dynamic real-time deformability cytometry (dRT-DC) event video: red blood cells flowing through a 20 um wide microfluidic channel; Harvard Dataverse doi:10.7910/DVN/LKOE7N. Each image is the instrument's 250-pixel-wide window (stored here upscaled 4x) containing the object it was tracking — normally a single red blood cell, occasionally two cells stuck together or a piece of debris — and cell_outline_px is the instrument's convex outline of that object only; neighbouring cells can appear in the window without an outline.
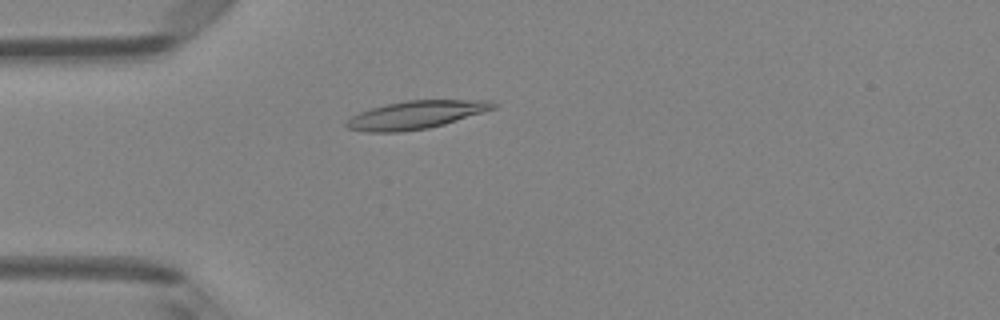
{"species": "Egyptian fruit bat (a non-hibernating species)", "species_latin": "Rousettus aegyptiacus", "temperature_condition": "room temperature", "stored_images_in_passage": 5, "camera_frame_rate_fps": 3000, "um_per_image_px": 0.085, "animal": {"sex": "female"}, "frame": {"image": 1, "passage_image": 3, "time_ms": 2.333, "image_size_px": [1000, 320], "cell_outline_px": [[496, 108], [484, 112], [444, 124], [428, 128], [400, 132], [364, 132], [348, 128], [344, 124], [352, 116], [360, 112], [372, 108], [388, 104], [408, 100], [492, 100], [496, 104]], "centroid_in_image_um": [35.37, 9.76], "position_along_channel_um": 49.6, "area_um2": 23.81}}
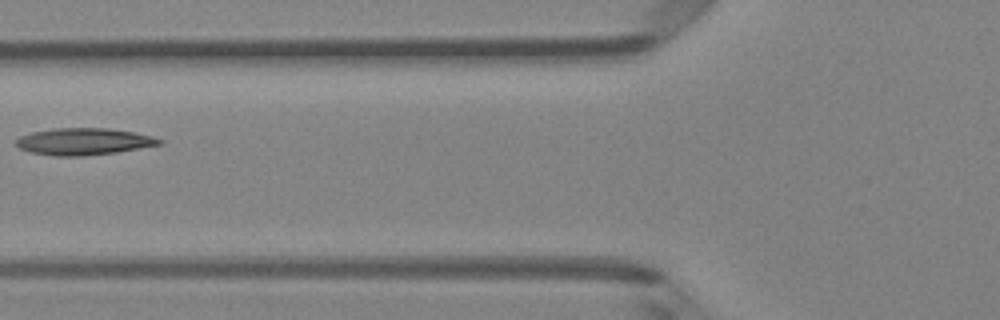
{"frame": {"image": 2, "passage_image": 5, "time_ms": 4.333, "image_size_px": [1000, 320], "cell_outline_px": [[164, 144], [116, 152], [80, 156], [56, 156], [28, 152], [20, 148], [16, 144], [16, 140], [20, 136], [32, 132], [56, 128], [108, 128], [132, 132], [152, 136], [164, 140]], "centroid_in_image_um": [7.13, 12.03], "position_along_channel_um": 118.7, "area_um2": 22.37}}